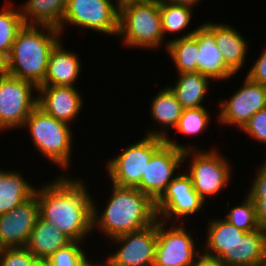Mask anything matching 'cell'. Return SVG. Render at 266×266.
Segmentation results:
<instances>
[{
	"label": "cell",
	"mask_w": 266,
	"mask_h": 266,
	"mask_svg": "<svg viewBox=\"0 0 266 266\" xmlns=\"http://www.w3.org/2000/svg\"><path fill=\"white\" fill-rule=\"evenodd\" d=\"M68 176L36 187L39 216L73 242H85L93 233V196L81 178Z\"/></svg>",
	"instance_id": "1"
},
{
	"label": "cell",
	"mask_w": 266,
	"mask_h": 266,
	"mask_svg": "<svg viewBox=\"0 0 266 266\" xmlns=\"http://www.w3.org/2000/svg\"><path fill=\"white\" fill-rule=\"evenodd\" d=\"M102 212L93 201V232L99 230L112 239L119 235L138 231L158 220L155 201L137 188L119 187L112 184Z\"/></svg>",
	"instance_id": "2"
},
{
	"label": "cell",
	"mask_w": 266,
	"mask_h": 266,
	"mask_svg": "<svg viewBox=\"0 0 266 266\" xmlns=\"http://www.w3.org/2000/svg\"><path fill=\"white\" fill-rule=\"evenodd\" d=\"M61 38L56 27L24 25L7 58V73L38 87L44 82L50 53Z\"/></svg>",
	"instance_id": "3"
},
{
	"label": "cell",
	"mask_w": 266,
	"mask_h": 266,
	"mask_svg": "<svg viewBox=\"0 0 266 266\" xmlns=\"http://www.w3.org/2000/svg\"><path fill=\"white\" fill-rule=\"evenodd\" d=\"M117 37H122L119 39L123 40V45L130 48L155 50L163 46L160 0L123 4L119 8Z\"/></svg>",
	"instance_id": "4"
},
{
	"label": "cell",
	"mask_w": 266,
	"mask_h": 266,
	"mask_svg": "<svg viewBox=\"0 0 266 266\" xmlns=\"http://www.w3.org/2000/svg\"><path fill=\"white\" fill-rule=\"evenodd\" d=\"M70 126L47 114L37 105L25 120L22 129L27 127L35 149L64 171L72 163L70 160L74 138Z\"/></svg>",
	"instance_id": "5"
},
{
	"label": "cell",
	"mask_w": 266,
	"mask_h": 266,
	"mask_svg": "<svg viewBox=\"0 0 266 266\" xmlns=\"http://www.w3.org/2000/svg\"><path fill=\"white\" fill-rule=\"evenodd\" d=\"M218 149L200 150L188 149L184 151L183 161L190 157V164L185 171L192 180V186L200 198L206 203L220 194L227 187L232 176V165ZM193 157V158H192Z\"/></svg>",
	"instance_id": "6"
},
{
	"label": "cell",
	"mask_w": 266,
	"mask_h": 266,
	"mask_svg": "<svg viewBox=\"0 0 266 266\" xmlns=\"http://www.w3.org/2000/svg\"><path fill=\"white\" fill-rule=\"evenodd\" d=\"M165 143L164 137L145 135L129 144L121 153L106 163L112 184L119 187L137 188L154 153Z\"/></svg>",
	"instance_id": "7"
},
{
	"label": "cell",
	"mask_w": 266,
	"mask_h": 266,
	"mask_svg": "<svg viewBox=\"0 0 266 266\" xmlns=\"http://www.w3.org/2000/svg\"><path fill=\"white\" fill-rule=\"evenodd\" d=\"M33 91L38 87L30 81L8 73L0 76V131L23 127L38 103Z\"/></svg>",
	"instance_id": "8"
},
{
	"label": "cell",
	"mask_w": 266,
	"mask_h": 266,
	"mask_svg": "<svg viewBox=\"0 0 266 266\" xmlns=\"http://www.w3.org/2000/svg\"><path fill=\"white\" fill-rule=\"evenodd\" d=\"M188 149H196V147L178 144L177 141L167 136L165 143L149 160L137 189L156 201L166 190L167 185L177 176L176 169L180 170L182 164L185 165L184 151Z\"/></svg>",
	"instance_id": "9"
},
{
	"label": "cell",
	"mask_w": 266,
	"mask_h": 266,
	"mask_svg": "<svg viewBox=\"0 0 266 266\" xmlns=\"http://www.w3.org/2000/svg\"><path fill=\"white\" fill-rule=\"evenodd\" d=\"M79 26L106 35L117 36L119 31V8L109 0H67L61 25Z\"/></svg>",
	"instance_id": "10"
},
{
	"label": "cell",
	"mask_w": 266,
	"mask_h": 266,
	"mask_svg": "<svg viewBox=\"0 0 266 266\" xmlns=\"http://www.w3.org/2000/svg\"><path fill=\"white\" fill-rule=\"evenodd\" d=\"M167 224L169 225L157 220L154 266H191L200 254V250L196 249L193 234L187 231L183 223L178 225L172 222L169 226Z\"/></svg>",
	"instance_id": "11"
},
{
	"label": "cell",
	"mask_w": 266,
	"mask_h": 266,
	"mask_svg": "<svg viewBox=\"0 0 266 266\" xmlns=\"http://www.w3.org/2000/svg\"><path fill=\"white\" fill-rule=\"evenodd\" d=\"M182 172V174H181ZM167 185L163 194L155 201L157 217L159 220L169 223H183L184 217L196 214L206 206L192 186L190 176L182 171ZM205 205V206H203ZM174 218V219H173ZM183 219V220H182Z\"/></svg>",
	"instance_id": "12"
},
{
	"label": "cell",
	"mask_w": 266,
	"mask_h": 266,
	"mask_svg": "<svg viewBox=\"0 0 266 266\" xmlns=\"http://www.w3.org/2000/svg\"><path fill=\"white\" fill-rule=\"evenodd\" d=\"M120 246L107 259L109 266H154L157 221L138 231L110 239Z\"/></svg>",
	"instance_id": "13"
},
{
	"label": "cell",
	"mask_w": 266,
	"mask_h": 266,
	"mask_svg": "<svg viewBox=\"0 0 266 266\" xmlns=\"http://www.w3.org/2000/svg\"><path fill=\"white\" fill-rule=\"evenodd\" d=\"M244 81L230 99L218 103L217 121L222 126L233 125L241 130L255 113L266 107V85L253 82L247 76Z\"/></svg>",
	"instance_id": "14"
},
{
	"label": "cell",
	"mask_w": 266,
	"mask_h": 266,
	"mask_svg": "<svg viewBox=\"0 0 266 266\" xmlns=\"http://www.w3.org/2000/svg\"><path fill=\"white\" fill-rule=\"evenodd\" d=\"M39 217V204L34 195L23 204L0 215V244L4 248L25 247Z\"/></svg>",
	"instance_id": "15"
},
{
	"label": "cell",
	"mask_w": 266,
	"mask_h": 266,
	"mask_svg": "<svg viewBox=\"0 0 266 266\" xmlns=\"http://www.w3.org/2000/svg\"><path fill=\"white\" fill-rule=\"evenodd\" d=\"M245 200L229 210L224 219L245 232L266 223V174H256Z\"/></svg>",
	"instance_id": "16"
},
{
	"label": "cell",
	"mask_w": 266,
	"mask_h": 266,
	"mask_svg": "<svg viewBox=\"0 0 266 266\" xmlns=\"http://www.w3.org/2000/svg\"><path fill=\"white\" fill-rule=\"evenodd\" d=\"M75 86H38L37 105L47 114L69 125L83 107V96ZM82 96V97H81Z\"/></svg>",
	"instance_id": "17"
},
{
	"label": "cell",
	"mask_w": 266,
	"mask_h": 266,
	"mask_svg": "<svg viewBox=\"0 0 266 266\" xmlns=\"http://www.w3.org/2000/svg\"><path fill=\"white\" fill-rule=\"evenodd\" d=\"M265 255L266 223L259 230L245 232L218 260L223 266H259Z\"/></svg>",
	"instance_id": "18"
},
{
	"label": "cell",
	"mask_w": 266,
	"mask_h": 266,
	"mask_svg": "<svg viewBox=\"0 0 266 266\" xmlns=\"http://www.w3.org/2000/svg\"><path fill=\"white\" fill-rule=\"evenodd\" d=\"M197 72L211 81L229 80L236 73L226 64L216 45L214 34L202 23L198 26Z\"/></svg>",
	"instance_id": "19"
},
{
	"label": "cell",
	"mask_w": 266,
	"mask_h": 266,
	"mask_svg": "<svg viewBox=\"0 0 266 266\" xmlns=\"http://www.w3.org/2000/svg\"><path fill=\"white\" fill-rule=\"evenodd\" d=\"M215 36V42L226 64L237 74L246 61L248 41L230 24L203 23Z\"/></svg>",
	"instance_id": "20"
},
{
	"label": "cell",
	"mask_w": 266,
	"mask_h": 266,
	"mask_svg": "<svg viewBox=\"0 0 266 266\" xmlns=\"http://www.w3.org/2000/svg\"><path fill=\"white\" fill-rule=\"evenodd\" d=\"M61 41L50 53L46 76L39 86H75V81L79 79L81 61L73 51L65 50Z\"/></svg>",
	"instance_id": "21"
},
{
	"label": "cell",
	"mask_w": 266,
	"mask_h": 266,
	"mask_svg": "<svg viewBox=\"0 0 266 266\" xmlns=\"http://www.w3.org/2000/svg\"><path fill=\"white\" fill-rule=\"evenodd\" d=\"M153 97L150 102V114L160 130H149L146 135L166 138L169 132L166 129L171 130L177 126L184 108L168 86L159 90Z\"/></svg>",
	"instance_id": "22"
},
{
	"label": "cell",
	"mask_w": 266,
	"mask_h": 266,
	"mask_svg": "<svg viewBox=\"0 0 266 266\" xmlns=\"http://www.w3.org/2000/svg\"><path fill=\"white\" fill-rule=\"evenodd\" d=\"M71 242L73 241L68 236L39 216L25 247L38 260L46 261L58 249L66 247Z\"/></svg>",
	"instance_id": "23"
},
{
	"label": "cell",
	"mask_w": 266,
	"mask_h": 266,
	"mask_svg": "<svg viewBox=\"0 0 266 266\" xmlns=\"http://www.w3.org/2000/svg\"><path fill=\"white\" fill-rule=\"evenodd\" d=\"M35 191L20 172L0 170V215L23 204L35 195Z\"/></svg>",
	"instance_id": "24"
},
{
	"label": "cell",
	"mask_w": 266,
	"mask_h": 266,
	"mask_svg": "<svg viewBox=\"0 0 266 266\" xmlns=\"http://www.w3.org/2000/svg\"><path fill=\"white\" fill-rule=\"evenodd\" d=\"M167 54L172 58L178 74L197 72L198 26L182 36L174 37L163 43Z\"/></svg>",
	"instance_id": "25"
},
{
	"label": "cell",
	"mask_w": 266,
	"mask_h": 266,
	"mask_svg": "<svg viewBox=\"0 0 266 266\" xmlns=\"http://www.w3.org/2000/svg\"><path fill=\"white\" fill-rule=\"evenodd\" d=\"M211 82L208 77L198 72H183L178 74L175 85L167 86L175 94L184 109H191L205 107L202 105V101L206 98Z\"/></svg>",
	"instance_id": "26"
},
{
	"label": "cell",
	"mask_w": 266,
	"mask_h": 266,
	"mask_svg": "<svg viewBox=\"0 0 266 266\" xmlns=\"http://www.w3.org/2000/svg\"><path fill=\"white\" fill-rule=\"evenodd\" d=\"M20 5L25 25H48L58 28L63 20L67 0H26Z\"/></svg>",
	"instance_id": "27"
},
{
	"label": "cell",
	"mask_w": 266,
	"mask_h": 266,
	"mask_svg": "<svg viewBox=\"0 0 266 266\" xmlns=\"http://www.w3.org/2000/svg\"><path fill=\"white\" fill-rule=\"evenodd\" d=\"M207 229L206 244L203 245L206 249L202 252L217 259L245 233L222 218L211 219Z\"/></svg>",
	"instance_id": "28"
},
{
	"label": "cell",
	"mask_w": 266,
	"mask_h": 266,
	"mask_svg": "<svg viewBox=\"0 0 266 266\" xmlns=\"http://www.w3.org/2000/svg\"><path fill=\"white\" fill-rule=\"evenodd\" d=\"M14 7H13V6ZM25 23L19 6L14 3L3 6L0 11V53L7 59L18 32Z\"/></svg>",
	"instance_id": "29"
},
{
	"label": "cell",
	"mask_w": 266,
	"mask_h": 266,
	"mask_svg": "<svg viewBox=\"0 0 266 266\" xmlns=\"http://www.w3.org/2000/svg\"><path fill=\"white\" fill-rule=\"evenodd\" d=\"M194 8L172 4L164 0H160V14L162 22V33L164 39L168 33H182L186 28H189L193 16Z\"/></svg>",
	"instance_id": "30"
},
{
	"label": "cell",
	"mask_w": 266,
	"mask_h": 266,
	"mask_svg": "<svg viewBox=\"0 0 266 266\" xmlns=\"http://www.w3.org/2000/svg\"><path fill=\"white\" fill-rule=\"evenodd\" d=\"M210 120V113L205 107L184 109L174 130L176 131L175 133L189 137L196 136L204 133Z\"/></svg>",
	"instance_id": "31"
},
{
	"label": "cell",
	"mask_w": 266,
	"mask_h": 266,
	"mask_svg": "<svg viewBox=\"0 0 266 266\" xmlns=\"http://www.w3.org/2000/svg\"><path fill=\"white\" fill-rule=\"evenodd\" d=\"M83 242H71L64 248L58 249L47 261L49 266H85L90 260L80 245Z\"/></svg>",
	"instance_id": "32"
},
{
	"label": "cell",
	"mask_w": 266,
	"mask_h": 266,
	"mask_svg": "<svg viewBox=\"0 0 266 266\" xmlns=\"http://www.w3.org/2000/svg\"><path fill=\"white\" fill-rule=\"evenodd\" d=\"M253 140L266 144V107L255 113L241 129ZM256 174H266V158L258 167Z\"/></svg>",
	"instance_id": "33"
},
{
	"label": "cell",
	"mask_w": 266,
	"mask_h": 266,
	"mask_svg": "<svg viewBox=\"0 0 266 266\" xmlns=\"http://www.w3.org/2000/svg\"><path fill=\"white\" fill-rule=\"evenodd\" d=\"M38 259L26 248H4L0 255V266H34Z\"/></svg>",
	"instance_id": "34"
},
{
	"label": "cell",
	"mask_w": 266,
	"mask_h": 266,
	"mask_svg": "<svg viewBox=\"0 0 266 266\" xmlns=\"http://www.w3.org/2000/svg\"><path fill=\"white\" fill-rule=\"evenodd\" d=\"M262 50L260 57L253 63L246 76L253 82L266 85V48Z\"/></svg>",
	"instance_id": "35"
},
{
	"label": "cell",
	"mask_w": 266,
	"mask_h": 266,
	"mask_svg": "<svg viewBox=\"0 0 266 266\" xmlns=\"http://www.w3.org/2000/svg\"><path fill=\"white\" fill-rule=\"evenodd\" d=\"M191 266H223L222 263L215 257L201 253L195 258Z\"/></svg>",
	"instance_id": "36"
},
{
	"label": "cell",
	"mask_w": 266,
	"mask_h": 266,
	"mask_svg": "<svg viewBox=\"0 0 266 266\" xmlns=\"http://www.w3.org/2000/svg\"><path fill=\"white\" fill-rule=\"evenodd\" d=\"M172 4L185 5L189 7H195L201 0H164Z\"/></svg>",
	"instance_id": "37"
},
{
	"label": "cell",
	"mask_w": 266,
	"mask_h": 266,
	"mask_svg": "<svg viewBox=\"0 0 266 266\" xmlns=\"http://www.w3.org/2000/svg\"><path fill=\"white\" fill-rule=\"evenodd\" d=\"M7 73V59L0 53V76Z\"/></svg>",
	"instance_id": "38"
},
{
	"label": "cell",
	"mask_w": 266,
	"mask_h": 266,
	"mask_svg": "<svg viewBox=\"0 0 266 266\" xmlns=\"http://www.w3.org/2000/svg\"><path fill=\"white\" fill-rule=\"evenodd\" d=\"M99 262H97V263H95V262H93V261H88L86 264H85V266H109L108 265V262L105 260V262H102V263H99ZM104 263V264H103Z\"/></svg>",
	"instance_id": "39"
},
{
	"label": "cell",
	"mask_w": 266,
	"mask_h": 266,
	"mask_svg": "<svg viewBox=\"0 0 266 266\" xmlns=\"http://www.w3.org/2000/svg\"><path fill=\"white\" fill-rule=\"evenodd\" d=\"M135 1H142V0H118V8H120L123 4Z\"/></svg>",
	"instance_id": "40"
},
{
	"label": "cell",
	"mask_w": 266,
	"mask_h": 266,
	"mask_svg": "<svg viewBox=\"0 0 266 266\" xmlns=\"http://www.w3.org/2000/svg\"><path fill=\"white\" fill-rule=\"evenodd\" d=\"M34 266H49L47 261L38 260Z\"/></svg>",
	"instance_id": "41"
},
{
	"label": "cell",
	"mask_w": 266,
	"mask_h": 266,
	"mask_svg": "<svg viewBox=\"0 0 266 266\" xmlns=\"http://www.w3.org/2000/svg\"><path fill=\"white\" fill-rule=\"evenodd\" d=\"M259 266H266V255L263 261L259 264Z\"/></svg>",
	"instance_id": "42"
},
{
	"label": "cell",
	"mask_w": 266,
	"mask_h": 266,
	"mask_svg": "<svg viewBox=\"0 0 266 266\" xmlns=\"http://www.w3.org/2000/svg\"><path fill=\"white\" fill-rule=\"evenodd\" d=\"M109 1L112 2V3L114 2V4L118 7V0H114V1L113 0H109Z\"/></svg>",
	"instance_id": "43"
},
{
	"label": "cell",
	"mask_w": 266,
	"mask_h": 266,
	"mask_svg": "<svg viewBox=\"0 0 266 266\" xmlns=\"http://www.w3.org/2000/svg\"><path fill=\"white\" fill-rule=\"evenodd\" d=\"M3 249H4V247L0 244V255H1L2 251H3Z\"/></svg>",
	"instance_id": "44"
}]
</instances>
